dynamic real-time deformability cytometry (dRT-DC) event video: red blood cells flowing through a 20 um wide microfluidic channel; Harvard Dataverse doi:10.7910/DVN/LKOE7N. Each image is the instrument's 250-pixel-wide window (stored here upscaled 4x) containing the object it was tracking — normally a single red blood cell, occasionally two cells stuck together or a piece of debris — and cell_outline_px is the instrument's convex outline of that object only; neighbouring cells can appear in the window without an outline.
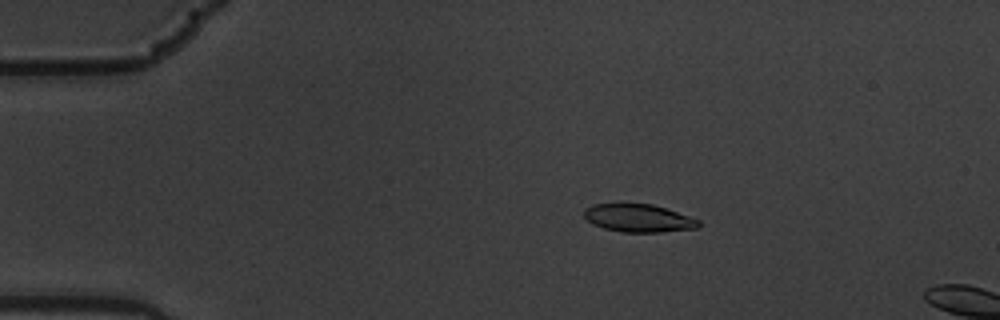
{"species": "common noctule bat (a hibernating species)", "species_latin": "Nyctalus noctula", "temperature_condition": "warm", "stored_images_in_passage": 3, "camera_frame_rate_fps": 3000, "um_per_image_px": 0.085, "animal": {"sex": "male", "body_mass_g": 19.5, "forearm_length_mm": 54.6}, "frame": {"image": 1, "passage_image": 2, "time_ms": 0.333, "image_size_px": [1000, 320], "cell_outline_px": [[700, 224], [696, 228], [660, 232], [620, 232], [604, 228], [592, 224], [584, 216], [584, 208], [592, 204], [652, 204], [700, 220]], "centroid_in_image_um": [54.23, 18.54], "position_along_channel_um": 30.8, "area_um2": 18.44}}